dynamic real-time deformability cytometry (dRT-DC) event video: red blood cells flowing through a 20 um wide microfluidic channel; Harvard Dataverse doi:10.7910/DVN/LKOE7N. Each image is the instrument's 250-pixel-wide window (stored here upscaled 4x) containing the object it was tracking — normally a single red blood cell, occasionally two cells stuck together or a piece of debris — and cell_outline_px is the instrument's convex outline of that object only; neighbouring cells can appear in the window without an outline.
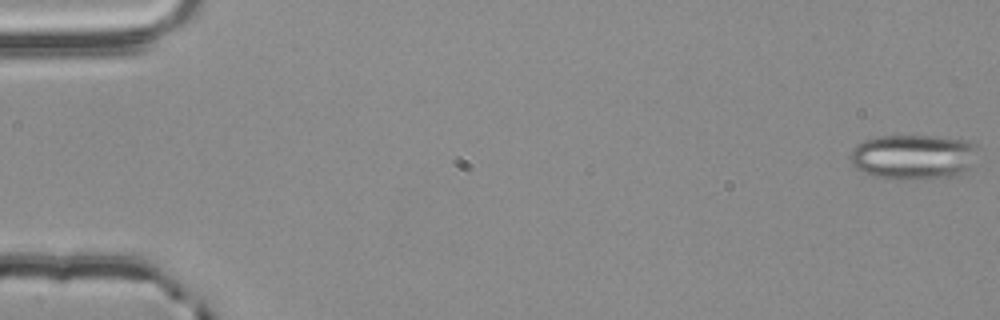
{"species": "common noctule bat (a hibernating species)", "species_latin": "Nyctalus noctula", "temperature_condition": "room temperature", "stored_images_in_passage": 11, "camera_frame_rate_fps": 3000, "um_per_image_px": 0.085, "animal": {"sex": "male", "body_mass_g": 20.4}, "frame": {"image": 1, "passage_image": 1, "time_ms": 0.0, "image_size_px": [1000, 320], "cell_outline_px": [[976, 148], [968, 168], [952, 176], [908, 180], [896, 180], [872, 176], [856, 168], [852, 164], [848, 156], [852, 148], [856, 144], [864, 140], [880, 136], [936, 136], [972, 140], [976, 144]], "centroid_in_image_um": [77.56, 13.32], "position_along_channel_um": 7.4, "area_um2": 33.58}}